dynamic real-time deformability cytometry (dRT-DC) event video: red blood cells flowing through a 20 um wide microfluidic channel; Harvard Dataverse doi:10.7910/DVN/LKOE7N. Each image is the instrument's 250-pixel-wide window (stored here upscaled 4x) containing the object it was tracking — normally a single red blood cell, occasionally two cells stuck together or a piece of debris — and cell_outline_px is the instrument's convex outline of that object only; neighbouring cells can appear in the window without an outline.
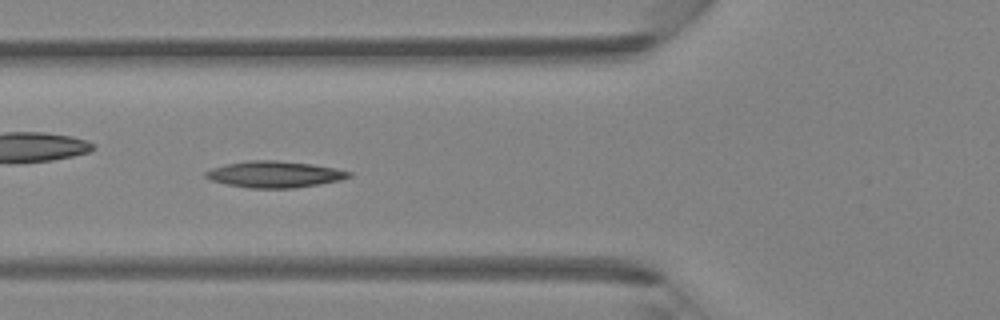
{"species": "Egyptian fruit bat (a non-hibernating species)", "species_latin": "Rousettus aegyptiacus", "temperature_condition": "room temperature", "stored_images_in_passage": 39, "camera_frame_rate_fps": 3000, "um_per_image_px": 0.085, "animal": {"sex": "female"}, "frame": {"image": 1, "passage_image": 11, "time_ms": 3.333, "image_size_px": [1000, 320], "cell_outline_px": [[352, 176], [340, 180], [292, 188], [248, 188], [228, 184], [212, 180], [204, 176], [204, 172], [212, 168], [224, 164], [248, 160], [276, 160], [312, 164], [336, 168], [352, 172]], "centroid_in_image_um": [23.33, 14.8], "position_along_channel_um": 102.5, "area_um2": 21.96}}
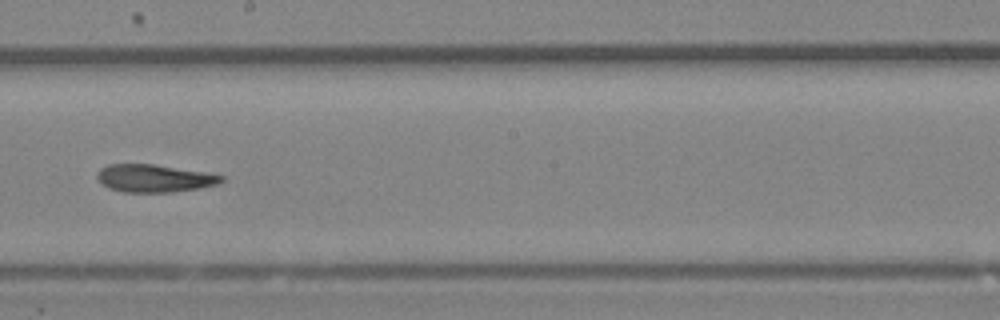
{"frame": {"image": 2, "passage_image": 20, "time_ms": 6.333, "image_size_px": [1000, 320], "cell_outline_px": [[224, 180], [220, 184], [200, 188], [172, 192], [124, 192], [108, 188], [100, 184], [96, 180], [96, 172], [100, 168], [108, 164], [152, 164], [204, 172], [224, 176]], "centroid_in_image_um": [13.06, 15.16], "position_along_channel_um": 235.1, "area_um2": 20.23}}
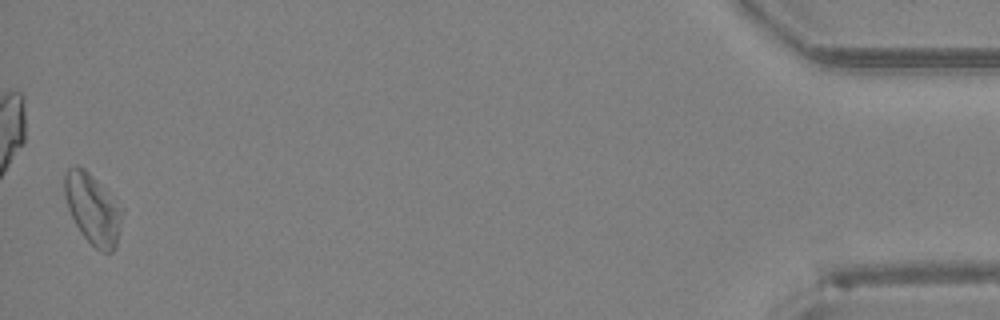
{"frame": {"image": 3, "passage_image": 39, "time_ms": 12.667, "image_size_px": [1000, 320], "cell_outline_px": [[124, 212], [116, 248], [112, 252], [100, 252], [80, 232], [68, 208], [64, 196], [64, 172], [68, 168], [76, 164], [84, 168], [124, 208]], "centroid_in_image_um": [7.9, 17.76], "position_along_channel_um": 427.3, "area_um2": 23.81}}